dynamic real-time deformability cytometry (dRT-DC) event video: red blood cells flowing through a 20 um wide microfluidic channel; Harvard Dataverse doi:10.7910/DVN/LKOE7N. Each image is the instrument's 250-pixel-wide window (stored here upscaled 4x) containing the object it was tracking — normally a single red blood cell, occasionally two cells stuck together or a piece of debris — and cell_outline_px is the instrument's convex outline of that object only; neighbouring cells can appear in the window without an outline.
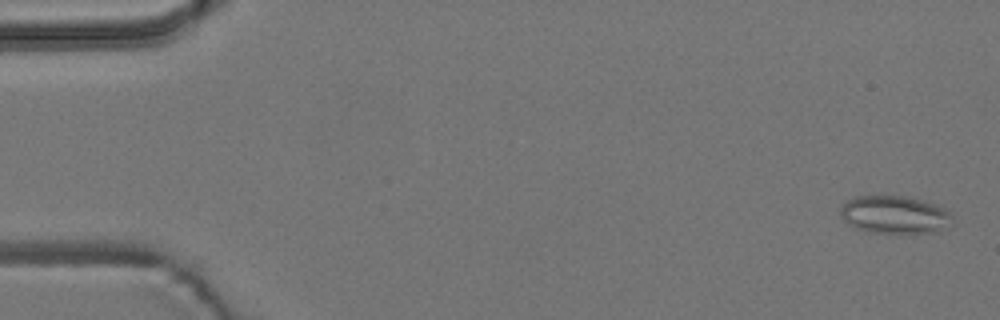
{"species": "common noctule bat (a hibernating species)", "species_latin": "Nyctalus noctula", "temperature_condition": "room temperature", "stored_images_in_passage": 5, "camera_frame_rate_fps": 3000, "um_per_image_px": 0.085, "animal": {"sex": "male", "body_mass_g": 19.2, "forearm_length_mm": 51.8}, "frame": {"image": 1, "passage_image": 1, "time_ms": 0.0, "image_size_px": [1000, 320], "cell_outline_px": [[956, 224], [936, 232], [868, 232], [856, 228], [848, 224], [840, 216], [840, 208], [848, 200], [856, 196], [908, 196], [944, 208], [952, 216]], "centroid_in_image_um": [76.06, 18.25], "position_along_channel_um": 8.9, "area_um2": 24.62}}